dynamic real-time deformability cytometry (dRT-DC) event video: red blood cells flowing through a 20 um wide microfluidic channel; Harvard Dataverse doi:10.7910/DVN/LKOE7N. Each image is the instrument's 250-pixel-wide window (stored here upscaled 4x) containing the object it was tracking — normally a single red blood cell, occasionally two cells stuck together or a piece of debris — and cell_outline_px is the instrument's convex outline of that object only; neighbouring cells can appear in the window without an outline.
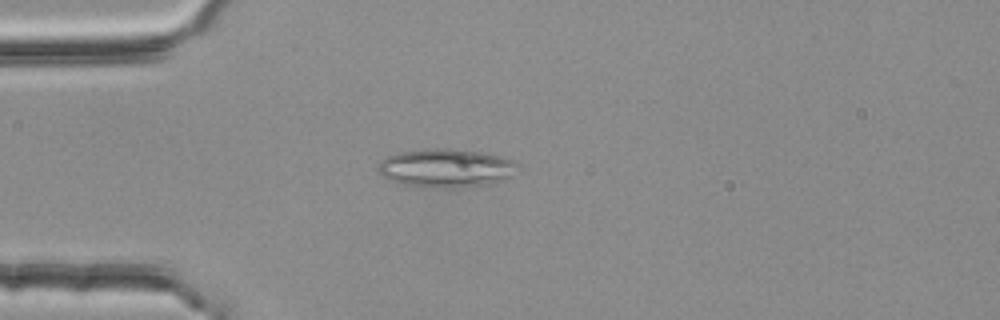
{"species": "common noctule bat (a hibernating species)", "species_latin": "Nyctalus noctula", "temperature_condition": "room temperature", "stored_images_in_passage": 48, "segment_of_instrument_passage": [1, 2], "camera_frame_rate_fps": 3000, "um_per_image_px": 0.085, "animal": {"sex": "female", "body_mass_g": 25.1}, "frame": {"image": 1, "passage_image": 9, "time_ms": 2.667, "image_size_px": [1000, 320], "cell_outline_px": [[516, 164], [512, 176], [488, 184], [452, 188], [432, 188], [404, 184], [392, 180], [384, 176], [376, 168], [380, 160], [388, 156], [400, 152], [428, 148], [448, 148], [480, 152], [500, 156], [512, 160]], "centroid_in_image_um": [37.87, 14.28], "position_along_channel_um": 47.1, "area_um2": 31.04}}